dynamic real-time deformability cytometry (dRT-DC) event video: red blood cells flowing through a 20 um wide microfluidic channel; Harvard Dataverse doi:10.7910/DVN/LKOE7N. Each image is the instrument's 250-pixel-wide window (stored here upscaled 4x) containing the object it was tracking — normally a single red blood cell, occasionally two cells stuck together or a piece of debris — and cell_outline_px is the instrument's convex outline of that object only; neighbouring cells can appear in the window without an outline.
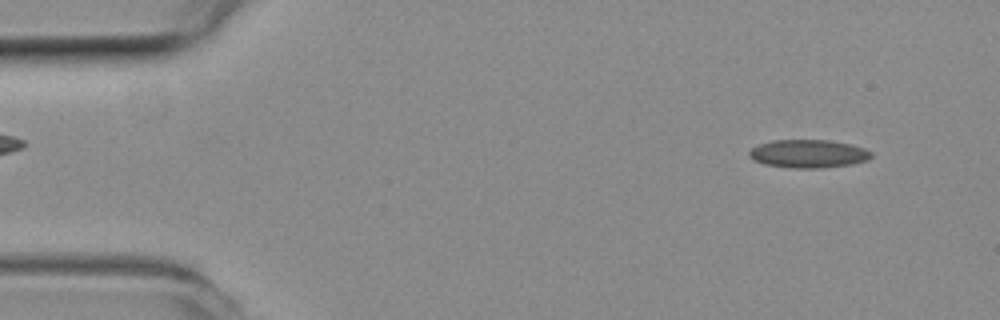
{"species": "common noctule bat (a hibernating species)", "species_latin": "Nyctalus noctula", "temperature_condition": "room temperature", "stored_images_in_passage": 51, "camera_frame_rate_fps": 3000, "um_per_image_px": 0.085, "animal": {"sex": "female", "body_mass_g": 19.3, "forearm_length_mm": 54.1}, "frame": {"image": 1, "passage_image": 4, "time_ms": 1.0, "image_size_px": [1000, 320], "cell_outline_px": [[872, 156], [868, 160], [852, 164], [820, 168], [792, 168], [764, 164], [752, 160], [748, 156], [748, 152], [752, 148], [760, 144], [772, 140], [828, 140], [852, 144], [864, 148], [872, 152]], "centroid_in_image_um": [68.71, 13.07], "position_along_channel_um": 16.3, "area_um2": 20.17}}
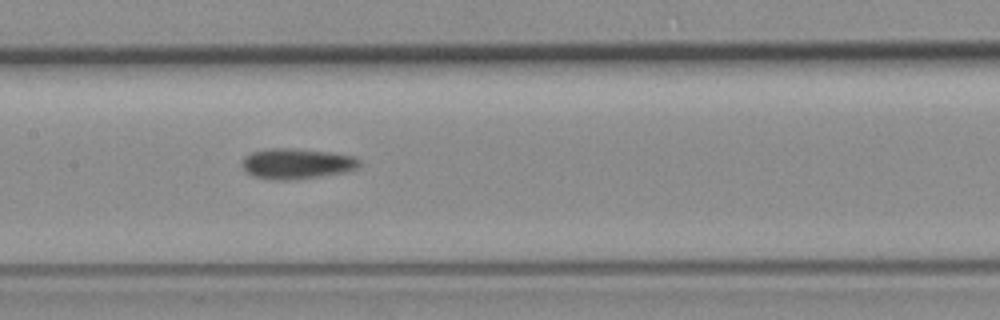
{"frame": {"image": 2, "passage_image": 24, "time_ms": 7.667, "image_size_px": [1000, 320], "cell_outline_px": [[360, 164], [356, 168], [348, 172], [320, 176], [284, 180], [276, 180], [252, 176], [244, 168], [244, 156], [252, 152], [268, 148], [288, 148], [332, 152], [356, 156], [360, 160]], "centroid_in_image_um": [25.27, 13.9], "position_along_channel_um": 182.1, "area_um2": 20.75}}
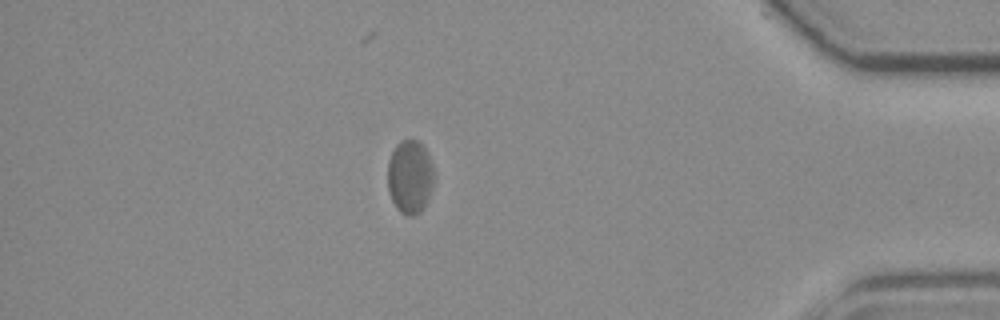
{"frame": {"image": 3, "passage_image": 44, "time_ms": 14.333, "image_size_px": [1000, 320], "cell_outline_px": [[432, 188], [428, 200], [424, 208], [420, 212], [412, 216], [408, 216], [400, 212], [396, 208], [388, 192], [388, 160], [396, 144], [400, 140], [420, 140], [432, 164]], "centroid_in_image_um": [34.82, 15.04], "position_along_channel_um": 400.4, "area_um2": 19.88}, "authors_computed_cell_mechanics": {"area_um2": 20.1144, "velocity_mm_per_s": 3.931, "shape_relaxation_time_tau1_ms": null, "shape_relaxation_time_tau2_ms": 3.4409, "deformation_change_tau1": null, "deformation_change_tau2": 0.0405}}